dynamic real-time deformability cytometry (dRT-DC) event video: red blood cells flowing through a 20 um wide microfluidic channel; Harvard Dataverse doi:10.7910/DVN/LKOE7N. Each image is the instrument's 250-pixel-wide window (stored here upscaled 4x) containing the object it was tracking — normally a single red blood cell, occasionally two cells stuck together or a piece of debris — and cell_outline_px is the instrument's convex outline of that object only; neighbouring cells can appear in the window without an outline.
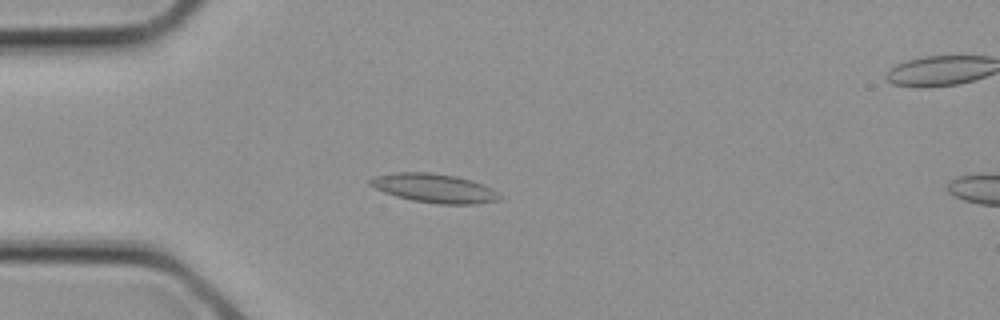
{"species": "common noctule bat (a hibernating species)", "species_latin": "Nyctalus noctula", "temperature_condition": "cold", "stored_images_in_passage": 2, "camera_frame_rate_fps": 3000, "um_per_image_px": 0.085, "animal": {"sex": "female", "body_mass_g": 21.9}, "frame": {"image": 1, "passage_image": 1, "time_ms": 0.0, "image_size_px": [1000, 320], "cell_outline_px": [[500, 200], [476, 204], [436, 204], [412, 200], [396, 196], [384, 192], [368, 184], [368, 180], [376, 176], [392, 172], [432, 172], [456, 176], [472, 180], [492, 188], [500, 196]], "centroid_in_image_um": [36.9, 15.99], "position_along_channel_um": 48.1, "area_um2": 21.91}}